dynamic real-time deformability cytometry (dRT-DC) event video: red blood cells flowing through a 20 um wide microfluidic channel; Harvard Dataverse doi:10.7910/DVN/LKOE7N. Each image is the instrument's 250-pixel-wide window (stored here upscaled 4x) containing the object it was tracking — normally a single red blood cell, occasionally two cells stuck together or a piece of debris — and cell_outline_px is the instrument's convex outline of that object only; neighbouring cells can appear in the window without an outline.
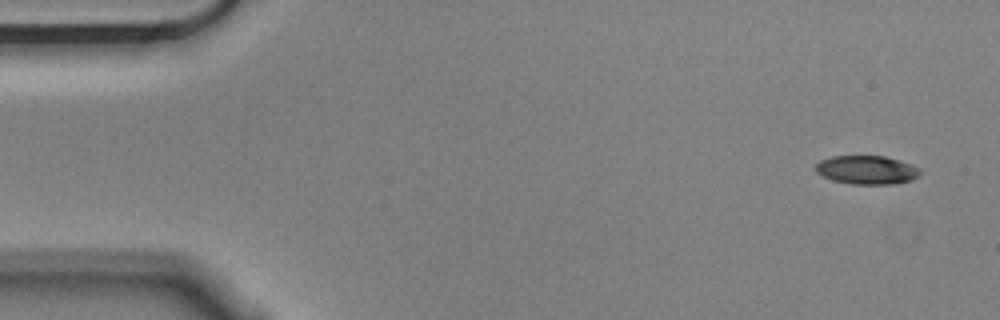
{"species": "Egyptian fruit bat (a non-hibernating species)", "species_latin": "Rousettus aegyptiacus", "temperature_condition": "cold", "stored_images_in_passage": 4, "camera_frame_rate_fps": 3000, "um_per_image_px": 0.085, "animal": {"sex": "male"}, "frame": {"image": 1, "passage_image": 1, "time_ms": 0.0, "image_size_px": [1000, 320], "cell_outline_px": [[920, 176], [912, 180], [892, 184], [852, 184], [832, 180], [816, 172], [816, 164], [820, 160], [832, 156], [884, 156], [900, 160], [912, 164], [920, 172]], "centroid_in_image_um": [73.68, 14.44], "position_along_channel_um": 11.3, "area_um2": 17.4}}
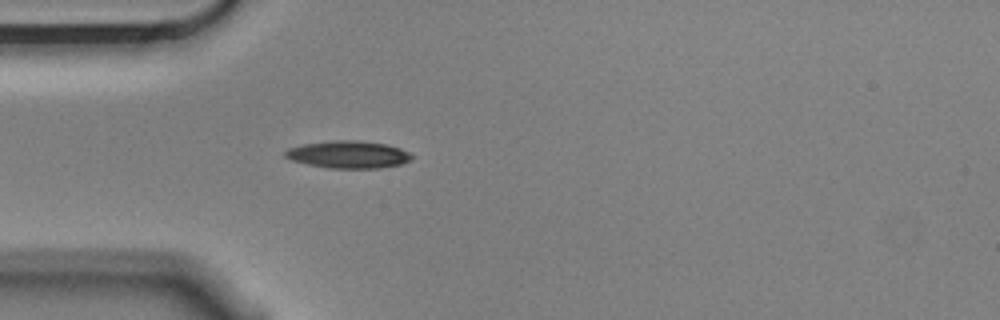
{"frame": {"image": 2, "passage_image": 4, "time_ms": 1.0, "image_size_px": [1000, 320], "cell_outline_px": [[412, 160], [400, 164], [380, 168], [328, 168], [308, 164], [292, 160], [284, 156], [284, 152], [288, 148], [304, 144], [336, 140], [360, 140], [388, 144], [400, 148], [408, 152], [412, 156]], "centroid_in_image_um": [29.62, 13.13], "position_along_channel_um": 55.4, "area_um2": 20.17}}